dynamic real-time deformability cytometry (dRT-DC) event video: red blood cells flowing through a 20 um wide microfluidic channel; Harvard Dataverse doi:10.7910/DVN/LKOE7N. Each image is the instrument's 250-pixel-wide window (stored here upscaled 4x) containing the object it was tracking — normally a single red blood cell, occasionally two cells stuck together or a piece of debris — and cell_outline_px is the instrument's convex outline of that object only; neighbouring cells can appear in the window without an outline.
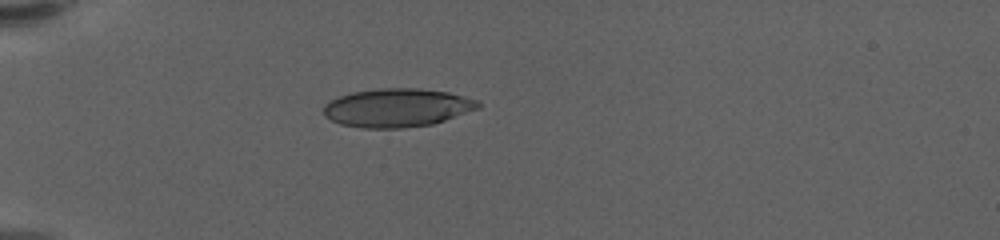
{"species": "human", "species_latin": "Homo sapiens", "temperature_condition": "warm", "stored_images_in_passage": 42, "camera_frame_rate_fps": 3000, "um_per_image_px": 0.085, "donor": {"sex": "female"}, "frame": {"image": 1, "passage_image": 1, "time_ms": 0.0, "image_size_px": [1000, 240], "cell_outline_px": [[480, 108], [432, 124], [404, 128], [360, 128], [340, 124], [324, 116], [324, 104], [340, 96], [352, 92], [380, 88], [420, 88], [448, 92], [480, 100]], "centroid_in_image_um": [33.77, 9.16], "position_along_channel_um": 51.2, "area_um2": 34.74}}
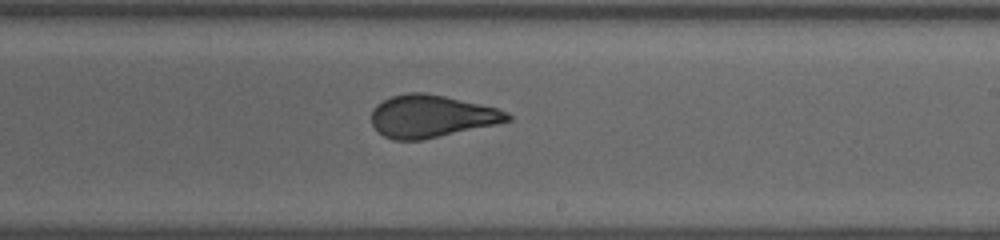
{"frame": {"image": 2, "passage_image": 20, "time_ms": 6.333, "image_size_px": [1000, 240], "cell_outline_px": [[512, 120], [496, 124], [420, 140], [392, 140], [384, 136], [372, 124], [372, 108], [376, 104], [392, 96], [408, 92], [424, 92], [444, 96], [496, 108], [508, 112], [512, 116]], "centroid_in_image_um": [36.65, 9.87], "position_along_channel_um": 252.4, "area_um2": 33.29}}
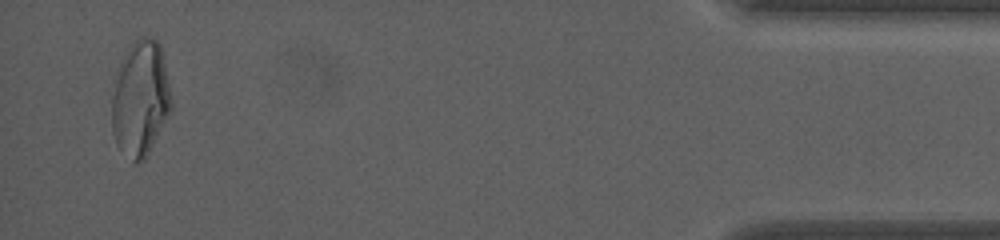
{"frame": {"image": 3, "passage_image": 40, "time_ms": 13.0, "image_size_px": [1000, 240], "cell_outline_px": [[172, 104], [144, 160], [136, 164], [132, 164], [116, 144], [112, 132], [112, 96], [120, 60], [128, 48], [140, 36], [152, 36], [160, 44]], "centroid_in_image_um": [11.89, 8.38], "position_along_channel_um": 423.3, "area_um2": 39.48}, "authors_computed_cell_mechanics": {"area_um2": 34.6511, "velocity_mm_per_s": 3.5796, "shape_relaxation_time_tau1_ms": null, "shape_relaxation_time_tau2_ms": 0.8993, "deformation_change_tau1": null, "deformation_change_tau2": 0.0839}}